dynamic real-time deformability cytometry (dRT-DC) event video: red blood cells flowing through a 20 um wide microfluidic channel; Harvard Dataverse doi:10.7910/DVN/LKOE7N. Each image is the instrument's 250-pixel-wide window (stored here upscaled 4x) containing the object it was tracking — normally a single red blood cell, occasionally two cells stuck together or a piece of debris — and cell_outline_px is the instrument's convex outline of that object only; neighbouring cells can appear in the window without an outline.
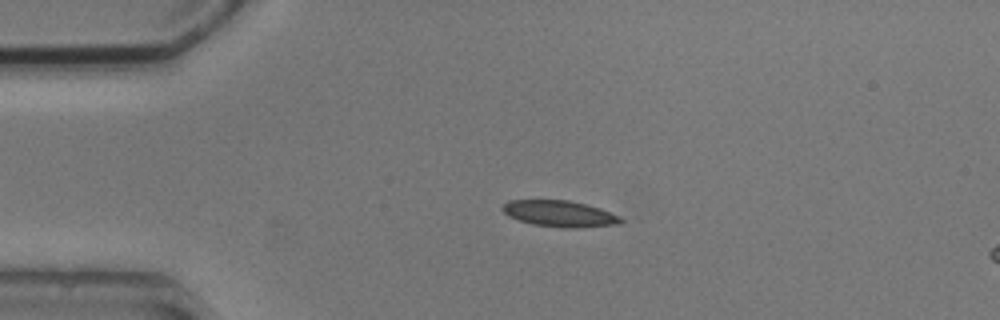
{"species": "common noctule bat (a hibernating species)", "species_latin": "Nyctalus noctula", "temperature_condition": "cold", "stored_images_in_passage": 3, "segment_of_instrument_passage": [1, 2], "camera_frame_rate_fps": 3000, "um_per_image_px": 0.085, "animal": {"sex": "male", "body_mass_g": 20.5, "forearm_length_mm": 52.5}, "frame": {"image": 1, "passage_image": 1, "time_ms": 0.0, "image_size_px": [1000, 320], "cell_outline_px": [[624, 220], [620, 224], [580, 228], [568, 228], [532, 224], [508, 216], [500, 208], [508, 200], [568, 200], [600, 208], [620, 216]], "centroid_in_image_um": [47.58, 18.16], "position_along_channel_um": 37.4, "area_um2": 18.09}}